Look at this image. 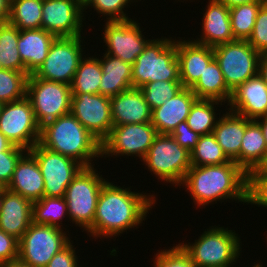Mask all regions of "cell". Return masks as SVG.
Segmentation results:
<instances>
[{
	"instance_id": "obj_25",
	"label": "cell",
	"mask_w": 267,
	"mask_h": 267,
	"mask_svg": "<svg viewBox=\"0 0 267 267\" xmlns=\"http://www.w3.org/2000/svg\"><path fill=\"white\" fill-rule=\"evenodd\" d=\"M57 37L44 29L19 30L18 52L28 75L34 74L46 59Z\"/></svg>"
},
{
	"instance_id": "obj_37",
	"label": "cell",
	"mask_w": 267,
	"mask_h": 267,
	"mask_svg": "<svg viewBox=\"0 0 267 267\" xmlns=\"http://www.w3.org/2000/svg\"><path fill=\"white\" fill-rule=\"evenodd\" d=\"M28 77L26 72L0 69V102L4 104L25 98Z\"/></svg>"
},
{
	"instance_id": "obj_29",
	"label": "cell",
	"mask_w": 267,
	"mask_h": 267,
	"mask_svg": "<svg viewBox=\"0 0 267 267\" xmlns=\"http://www.w3.org/2000/svg\"><path fill=\"white\" fill-rule=\"evenodd\" d=\"M191 91L198 99L217 100L227 105L232 96V91L227 87L215 58L205 67Z\"/></svg>"
},
{
	"instance_id": "obj_57",
	"label": "cell",
	"mask_w": 267,
	"mask_h": 267,
	"mask_svg": "<svg viewBox=\"0 0 267 267\" xmlns=\"http://www.w3.org/2000/svg\"><path fill=\"white\" fill-rule=\"evenodd\" d=\"M2 106H3V103L0 102V112H1Z\"/></svg>"
},
{
	"instance_id": "obj_3",
	"label": "cell",
	"mask_w": 267,
	"mask_h": 267,
	"mask_svg": "<svg viewBox=\"0 0 267 267\" xmlns=\"http://www.w3.org/2000/svg\"><path fill=\"white\" fill-rule=\"evenodd\" d=\"M39 144L70 157L83 167H92L93 159L101 157V142L70 112L40 128Z\"/></svg>"
},
{
	"instance_id": "obj_58",
	"label": "cell",
	"mask_w": 267,
	"mask_h": 267,
	"mask_svg": "<svg viewBox=\"0 0 267 267\" xmlns=\"http://www.w3.org/2000/svg\"><path fill=\"white\" fill-rule=\"evenodd\" d=\"M263 167L267 170V162H266V164Z\"/></svg>"
},
{
	"instance_id": "obj_52",
	"label": "cell",
	"mask_w": 267,
	"mask_h": 267,
	"mask_svg": "<svg viewBox=\"0 0 267 267\" xmlns=\"http://www.w3.org/2000/svg\"><path fill=\"white\" fill-rule=\"evenodd\" d=\"M255 121L260 125L266 144H267V116L265 117H259L255 119Z\"/></svg>"
},
{
	"instance_id": "obj_18",
	"label": "cell",
	"mask_w": 267,
	"mask_h": 267,
	"mask_svg": "<svg viewBox=\"0 0 267 267\" xmlns=\"http://www.w3.org/2000/svg\"><path fill=\"white\" fill-rule=\"evenodd\" d=\"M227 106L230 111L251 120L267 116V85L262 77L257 74L238 86Z\"/></svg>"
},
{
	"instance_id": "obj_23",
	"label": "cell",
	"mask_w": 267,
	"mask_h": 267,
	"mask_svg": "<svg viewBox=\"0 0 267 267\" xmlns=\"http://www.w3.org/2000/svg\"><path fill=\"white\" fill-rule=\"evenodd\" d=\"M197 99L190 88H183L151 112V124L159 134H171L176 126L186 121L191 106Z\"/></svg>"
},
{
	"instance_id": "obj_6",
	"label": "cell",
	"mask_w": 267,
	"mask_h": 267,
	"mask_svg": "<svg viewBox=\"0 0 267 267\" xmlns=\"http://www.w3.org/2000/svg\"><path fill=\"white\" fill-rule=\"evenodd\" d=\"M92 167H83L66 188L68 218L87 231L94 221L101 188L108 181Z\"/></svg>"
},
{
	"instance_id": "obj_35",
	"label": "cell",
	"mask_w": 267,
	"mask_h": 267,
	"mask_svg": "<svg viewBox=\"0 0 267 267\" xmlns=\"http://www.w3.org/2000/svg\"><path fill=\"white\" fill-rule=\"evenodd\" d=\"M190 153L193 166L221 165L230 161L213 133L199 136L197 145Z\"/></svg>"
},
{
	"instance_id": "obj_53",
	"label": "cell",
	"mask_w": 267,
	"mask_h": 267,
	"mask_svg": "<svg viewBox=\"0 0 267 267\" xmlns=\"http://www.w3.org/2000/svg\"><path fill=\"white\" fill-rule=\"evenodd\" d=\"M74 1L83 10V12H86L87 7L93 2V0H74Z\"/></svg>"
},
{
	"instance_id": "obj_24",
	"label": "cell",
	"mask_w": 267,
	"mask_h": 267,
	"mask_svg": "<svg viewBox=\"0 0 267 267\" xmlns=\"http://www.w3.org/2000/svg\"><path fill=\"white\" fill-rule=\"evenodd\" d=\"M9 191L35 202L44 197V180L36 159L27 151L17 162Z\"/></svg>"
},
{
	"instance_id": "obj_55",
	"label": "cell",
	"mask_w": 267,
	"mask_h": 267,
	"mask_svg": "<svg viewBox=\"0 0 267 267\" xmlns=\"http://www.w3.org/2000/svg\"><path fill=\"white\" fill-rule=\"evenodd\" d=\"M253 267H264V266H262V264L260 262L258 264L257 263L255 264V262H254V266Z\"/></svg>"
},
{
	"instance_id": "obj_8",
	"label": "cell",
	"mask_w": 267,
	"mask_h": 267,
	"mask_svg": "<svg viewBox=\"0 0 267 267\" xmlns=\"http://www.w3.org/2000/svg\"><path fill=\"white\" fill-rule=\"evenodd\" d=\"M26 98L40 128L71 110L70 85L36 78L33 74L27 80Z\"/></svg>"
},
{
	"instance_id": "obj_51",
	"label": "cell",
	"mask_w": 267,
	"mask_h": 267,
	"mask_svg": "<svg viewBox=\"0 0 267 267\" xmlns=\"http://www.w3.org/2000/svg\"><path fill=\"white\" fill-rule=\"evenodd\" d=\"M0 267H32L27 263L23 262L19 258L14 259L13 261L2 264Z\"/></svg>"
},
{
	"instance_id": "obj_33",
	"label": "cell",
	"mask_w": 267,
	"mask_h": 267,
	"mask_svg": "<svg viewBox=\"0 0 267 267\" xmlns=\"http://www.w3.org/2000/svg\"><path fill=\"white\" fill-rule=\"evenodd\" d=\"M19 29L8 21L0 22V62L4 69L25 72L18 52Z\"/></svg>"
},
{
	"instance_id": "obj_22",
	"label": "cell",
	"mask_w": 267,
	"mask_h": 267,
	"mask_svg": "<svg viewBox=\"0 0 267 267\" xmlns=\"http://www.w3.org/2000/svg\"><path fill=\"white\" fill-rule=\"evenodd\" d=\"M113 127L131 123H150L151 109L140 88H130L110 98Z\"/></svg>"
},
{
	"instance_id": "obj_50",
	"label": "cell",
	"mask_w": 267,
	"mask_h": 267,
	"mask_svg": "<svg viewBox=\"0 0 267 267\" xmlns=\"http://www.w3.org/2000/svg\"><path fill=\"white\" fill-rule=\"evenodd\" d=\"M218 1L224 3L230 9L237 5L249 4L253 2H266L267 0H218Z\"/></svg>"
},
{
	"instance_id": "obj_13",
	"label": "cell",
	"mask_w": 267,
	"mask_h": 267,
	"mask_svg": "<svg viewBox=\"0 0 267 267\" xmlns=\"http://www.w3.org/2000/svg\"><path fill=\"white\" fill-rule=\"evenodd\" d=\"M0 132L14 145L29 151L40 139V127L30 101L25 97L4 103L0 112Z\"/></svg>"
},
{
	"instance_id": "obj_48",
	"label": "cell",
	"mask_w": 267,
	"mask_h": 267,
	"mask_svg": "<svg viewBox=\"0 0 267 267\" xmlns=\"http://www.w3.org/2000/svg\"><path fill=\"white\" fill-rule=\"evenodd\" d=\"M10 15V0H0V22L8 21Z\"/></svg>"
},
{
	"instance_id": "obj_19",
	"label": "cell",
	"mask_w": 267,
	"mask_h": 267,
	"mask_svg": "<svg viewBox=\"0 0 267 267\" xmlns=\"http://www.w3.org/2000/svg\"><path fill=\"white\" fill-rule=\"evenodd\" d=\"M179 60L180 82L183 88H192L205 67L214 59L213 47L195 43L193 40H176Z\"/></svg>"
},
{
	"instance_id": "obj_9",
	"label": "cell",
	"mask_w": 267,
	"mask_h": 267,
	"mask_svg": "<svg viewBox=\"0 0 267 267\" xmlns=\"http://www.w3.org/2000/svg\"><path fill=\"white\" fill-rule=\"evenodd\" d=\"M227 87L233 92L259 70L260 53L247 40H235L213 47Z\"/></svg>"
},
{
	"instance_id": "obj_10",
	"label": "cell",
	"mask_w": 267,
	"mask_h": 267,
	"mask_svg": "<svg viewBox=\"0 0 267 267\" xmlns=\"http://www.w3.org/2000/svg\"><path fill=\"white\" fill-rule=\"evenodd\" d=\"M62 228L32 223L18 243V258L32 267H46L71 239Z\"/></svg>"
},
{
	"instance_id": "obj_5",
	"label": "cell",
	"mask_w": 267,
	"mask_h": 267,
	"mask_svg": "<svg viewBox=\"0 0 267 267\" xmlns=\"http://www.w3.org/2000/svg\"><path fill=\"white\" fill-rule=\"evenodd\" d=\"M228 229L211 226L194 243L179 244L197 267H231L240 256L241 239L234 230Z\"/></svg>"
},
{
	"instance_id": "obj_31",
	"label": "cell",
	"mask_w": 267,
	"mask_h": 267,
	"mask_svg": "<svg viewBox=\"0 0 267 267\" xmlns=\"http://www.w3.org/2000/svg\"><path fill=\"white\" fill-rule=\"evenodd\" d=\"M102 74L99 57H83L70 84L71 92L99 94Z\"/></svg>"
},
{
	"instance_id": "obj_1",
	"label": "cell",
	"mask_w": 267,
	"mask_h": 267,
	"mask_svg": "<svg viewBox=\"0 0 267 267\" xmlns=\"http://www.w3.org/2000/svg\"><path fill=\"white\" fill-rule=\"evenodd\" d=\"M145 194L107 181L100 191L93 225L86 232L95 239L115 238L126 230L138 228L157 200L155 195Z\"/></svg>"
},
{
	"instance_id": "obj_38",
	"label": "cell",
	"mask_w": 267,
	"mask_h": 267,
	"mask_svg": "<svg viewBox=\"0 0 267 267\" xmlns=\"http://www.w3.org/2000/svg\"><path fill=\"white\" fill-rule=\"evenodd\" d=\"M140 89L152 111L180 92L183 89V85L180 81L159 80L146 83Z\"/></svg>"
},
{
	"instance_id": "obj_46",
	"label": "cell",
	"mask_w": 267,
	"mask_h": 267,
	"mask_svg": "<svg viewBox=\"0 0 267 267\" xmlns=\"http://www.w3.org/2000/svg\"><path fill=\"white\" fill-rule=\"evenodd\" d=\"M72 244L73 241H70L63 249L56 253L46 267H80L78 256L75 252L76 249L73 248Z\"/></svg>"
},
{
	"instance_id": "obj_15",
	"label": "cell",
	"mask_w": 267,
	"mask_h": 267,
	"mask_svg": "<svg viewBox=\"0 0 267 267\" xmlns=\"http://www.w3.org/2000/svg\"><path fill=\"white\" fill-rule=\"evenodd\" d=\"M140 23L134 19L125 21H107L104 25L103 43L107 51L105 54L120 58L123 62L134 64L136 58L144 51L151 41L142 35Z\"/></svg>"
},
{
	"instance_id": "obj_27",
	"label": "cell",
	"mask_w": 267,
	"mask_h": 267,
	"mask_svg": "<svg viewBox=\"0 0 267 267\" xmlns=\"http://www.w3.org/2000/svg\"><path fill=\"white\" fill-rule=\"evenodd\" d=\"M99 59L103 71L99 94L111 98L133 87L130 63L109 54H104Z\"/></svg>"
},
{
	"instance_id": "obj_26",
	"label": "cell",
	"mask_w": 267,
	"mask_h": 267,
	"mask_svg": "<svg viewBox=\"0 0 267 267\" xmlns=\"http://www.w3.org/2000/svg\"><path fill=\"white\" fill-rule=\"evenodd\" d=\"M251 121V119L228 110L225 114L223 113V116H219L213 130L217 143L221 146L224 154L239 166L242 138L246 126Z\"/></svg>"
},
{
	"instance_id": "obj_21",
	"label": "cell",
	"mask_w": 267,
	"mask_h": 267,
	"mask_svg": "<svg viewBox=\"0 0 267 267\" xmlns=\"http://www.w3.org/2000/svg\"><path fill=\"white\" fill-rule=\"evenodd\" d=\"M32 211L33 202L4 188L0 229L19 240L33 223Z\"/></svg>"
},
{
	"instance_id": "obj_43",
	"label": "cell",
	"mask_w": 267,
	"mask_h": 267,
	"mask_svg": "<svg viewBox=\"0 0 267 267\" xmlns=\"http://www.w3.org/2000/svg\"><path fill=\"white\" fill-rule=\"evenodd\" d=\"M27 150H6L0 152V182L6 187L12 179L19 159Z\"/></svg>"
},
{
	"instance_id": "obj_14",
	"label": "cell",
	"mask_w": 267,
	"mask_h": 267,
	"mask_svg": "<svg viewBox=\"0 0 267 267\" xmlns=\"http://www.w3.org/2000/svg\"><path fill=\"white\" fill-rule=\"evenodd\" d=\"M37 161L44 180V196L65 197L66 188L83 168L74 159L36 143L28 151Z\"/></svg>"
},
{
	"instance_id": "obj_44",
	"label": "cell",
	"mask_w": 267,
	"mask_h": 267,
	"mask_svg": "<svg viewBox=\"0 0 267 267\" xmlns=\"http://www.w3.org/2000/svg\"><path fill=\"white\" fill-rule=\"evenodd\" d=\"M170 135L190 152L197 145L200 136L188 126L186 121L179 123Z\"/></svg>"
},
{
	"instance_id": "obj_7",
	"label": "cell",
	"mask_w": 267,
	"mask_h": 267,
	"mask_svg": "<svg viewBox=\"0 0 267 267\" xmlns=\"http://www.w3.org/2000/svg\"><path fill=\"white\" fill-rule=\"evenodd\" d=\"M157 179L181 187L191 167V153L170 134H157L148 153L141 160Z\"/></svg>"
},
{
	"instance_id": "obj_42",
	"label": "cell",
	"mask_w": 267,
	"mask_h": 267,
	"mask_svg": "<svg viewBox=\"0 0 267 267\" xmlns=\"http://www.w3.org/2000/svg\"><path fill=\"white\" fill-rule=\"evenodd\" d=\"M247 41L260 54L267 52V1L257 13L252 34Z\"/></svg>"
},
{
	"instance_id": "obj_47",
	"label": "cell",
	"mask_w": 267,
	"mask_h": 267,
	"mask_svg": "<svg viewBox=\"0 0 267 267\" xmlns=\"http://www.w3.org/2000/svg\"><path fill=\"white\" fill-rule=\"evenodd\" d=\"M258 74L262 77L264 83L267 85V52L260 54Z\"/></svg>"
},
{
	"instance_id": "obj_16",
	"label": "cell",
	"mask_w": 267,
	"mask_h": 267,
	"mask_svg": "<svg viewBox=\"0 0 267 267\" xmlns=\"http://www.w3.org/2000/svg\"><path fill=\"white\" fill-rule=\"evenodd\" d=\"M70 112L100 142L109 135L113 127L110 97L72 93Z\"/></svg>"
},
{
	"instance_id": "obj_11",
	"label": "cell",
	"mask_w": 267,
	"mask_h": 267,
	"mask_svg": "<svg viewBox=\"0 0 267 267\" xmlns=\"http://www.w3.org/2000/svg\"><path fill=\"white\" fill-rule=\"evenodd\" d=\"M82 36L56 38L43 64L33 74L36 78L70 85L83 58Z\"/></svg>"
},
{
	"instance_id": "obj_2",
	"label": "cell",
	"mask_w": 267,
	"mask_h": 267,
	"mask_svg": "<svg viewBox=\"0 0 267 267\" xmlns=\"http://www.w3.org/2000/svg\"><path fill=\"white\" fill-rule=\"evenodd\" d=\"M182 185L198 208L227 199L246 203L247 173L231 160L221 165H191Z\"/></svg>"
},
{
	"instance_id": "obj_28",
	"label": "cell",
	"mask_w": 267,
	"mask_h": 267,
	"mask_svg": "<svg viewBox=\"0 0 267 267\" xmlns=\"http://www.w3.org/2000/svg\"><path fill=\"white\" fill-rule=\"evenodd\" d=\"M267 162V144L260 125L252 120L245 128L240 147V167L247 173Z\"/></svg>"
},
{
	"instance_id": "obj_54",
	"label": "cell",
	"mask_w": 267,
	"mask_h": 267,
	"mask_svg": "<svg viewBox=\"0 0 267 267\" xmlns=\"http://www.w3.org/2000/svg\"><path fill=\"white\" fill-rule=\"evenodd\" d=\"M2 200H3V190L0 191V211H1V206H2Z\"/></svg>"
},
{
	"instance_id": "obj_17",
	"label": "cell",
	"mask_w": 267,
	"mask_h": 267,
	"mask_svg": "<svg viewBox=\"0 0 267 267\" xmlns=\"http://www.w3.org/2000/svg\"><path fill=\"white\" fill-rule=\"evenodd\" d=\"M84 16L74 0H44L42 29L57 38L81 36L82 23L86 19Z\"/></svg>"
},
{
	"instance_id": "obj_36",
	"label": "cell",
	"mask_w": 267,
	"mask_h": 267,
	"mask_svg": "<svg viewBox=\"0 0 267 267\" xmlns=\"http://www.w3.org/2000/svg\"><path fill=\"white\" fill-rule=\"evenodd\" d=\"M265 2H253L230 8V22L235 40H248L252 34L257 13Z\"/></svg>"
},
{
	"instance_id": "obj_45",
	"label": "cell",
	"mask_w": 267,
	"mask_h": 267,
	"mask_svg": "<svg viewBox=\"0 0 267 267\" xmlns=\"http://www.w3.org/2000/svg\"><path fill=\"white\" fill-rule=\"evenodd\" d=\"M19 240L0 229V266L18 258Z\"/></svg>"
},
{
	"instance_id": "obj_12",
	"label": "cell",
	"mask_w": 267,
	"mask_h": 267,
	"mask_svg": "<svg viewBox=\"0 0 267 267\" xmlns=\"http://www.w3.org/2000/svg\"><path fill=\"white\" fill-rule=\"evenodd\" d=\"M157 134L151 122L114 126L101 142V157L137 156L142 160Z\"/></svg>"
},
{
	"instance_id": "obj_39",
	"label": "cell",
	"mask_w": 267,
	"mask_h": 267,
	"mask_svg": "<svg viewBox=\"0 0 267 267\" xmlns=\"http://www.w3.org/2000/svg\"><path fill=\"white\" fill-rule=\"evenodd\" d=\"M246 203L267 209V170L264 167L247 172Z\"/></svg>"
},
{
	"instance_id": "obj_56",
	"label": "cell",
	"mask_w": 267,
	"mask_h": 267,
	"mask_svg": "<svg viewBox=\"0 0 267 267\" xmlns=\"http://www.w3.org/2000/svg\"><path fill=\"white\" fill-rule=\"evenodd\" d=\"M5 187L3 186V184L0 182V191H2Z\"/></svg>"
},
{
	"instance_id": "obj_4",
	"label": "cell",
	"mask_w": 267,
	"mask_h": 267,
	"mask_svg": "<svg viewBox=\"0 0 267 267\" xmlns=\"http://www.w3.org/2000/svg\"><path fill=\"white\" fill-rule=\"evenodd\" d=\"M159 80L180 81L176 39H151L132 65L133 88Z\"/></svg>"
},
{
	"instance_id": "obj_41",
	"label": "cell",
	"mask_w": 267,
	"mask_h": 267,
	"mask_svg": "<svg viewBox=\"0 0 267 267\" xmlns=\"http://www.w3.org/2000/svg\"><path fill=\"white\" fill-rule=\"evenodd\" d=\"M138 2L137 0H93V2L87 7H91L101 16H107V21H125L129 20L127 12L124 13V8L129 6L131 2ZM141 1V0H139Z\"/></svg>"
},
{
	"instance_id": "obj_40",
	"label": "cell",
	"mask_w": 267,
	"mask_h": 267,
	"mask_svg": "<svg viewBox=\"0 0 267 267\" xmlns=\"http://www.w3.org/2000/svg\"><path fill=\"white\" fill-rule=\"evenodd\" d=\"M153 261L154 267H197L180 244L170 249L158 250Z\"/></svg>"
},
{
	"instance_id": "obj_32",
	"label": "cell",
	"mask_w": 267,
	"mask_h": 267,
	"mask_svg": "<svg viewBox=\"0 0 267 267\" xmlns=\"http://www.w3.org/2000/svg\"><path fill=\"white\" fill-rule=\"evenodd\" d=\"M224 105L222 102L210 99H196L191 106L186 119L188 126L197 134L206 135L213 133L216 122L219 119L214 105ZM216 109H215V108Z\"/></svg>"
},
{
	"instance_id": "obj_30",
	"label": "cell",
	"mask_w": 267,
	"mask_h": 267,
	"mask_svg": "<svg viewBox=\"0 0 267 267\" xmlns=\"http://www.w3.org/2000/svg\"><path fill=\"white\" fill-rule=\"evenodd\" d=\"M44 0H10L8 22L19 30L42 28Z\"/></svg>"
},
{
	"instance_id": "obj_20",
	"label": "cell",
	"mask_w": 267,
	"mask_h": 267,
	"mask_svg": "<svg viewBox=\"0 0 267 267\" xmlns=\"http://www.w3.org/2000/svg\"><path fill=\"white\" fill-rule=\"evenodd\" d=\"M204 10L200 38L195 43L215 47L235 41L230 22V9L218 0H208Z\"/></svg>"
},
{
	"instance_id": "obj_34",
	"label": "cell",
	"mask_w": 267,
	"mask_h": 267,
	"mask_svg": "<svg viewBox=\"0 0 267 267\" xmlns=\"http://www.w3.org/2000/svg\"><path fill=\"white\" fill-rule=\"evenodd\" d=\"M67 215L65 197L44 196L40 200L33 202L32 216L34 224L61 228L63 226L62 220Z\"/></svg>"
},
{
	"instance_id": "obj_49",
	"label": "cell",
	"mask_w": 267,
	"mask_h": 267,
	"mask_svg": "<svg viewBox=\"0 0 267 267\" xmlns=\"http://www.w3.org/2000/svg\"><path fill=\"white\" fill-rule=\"evenodd\" d=\"M6 150H25L23 148L14 146L1 132H0V152Z\"/></svg>"
}]
</instances>
